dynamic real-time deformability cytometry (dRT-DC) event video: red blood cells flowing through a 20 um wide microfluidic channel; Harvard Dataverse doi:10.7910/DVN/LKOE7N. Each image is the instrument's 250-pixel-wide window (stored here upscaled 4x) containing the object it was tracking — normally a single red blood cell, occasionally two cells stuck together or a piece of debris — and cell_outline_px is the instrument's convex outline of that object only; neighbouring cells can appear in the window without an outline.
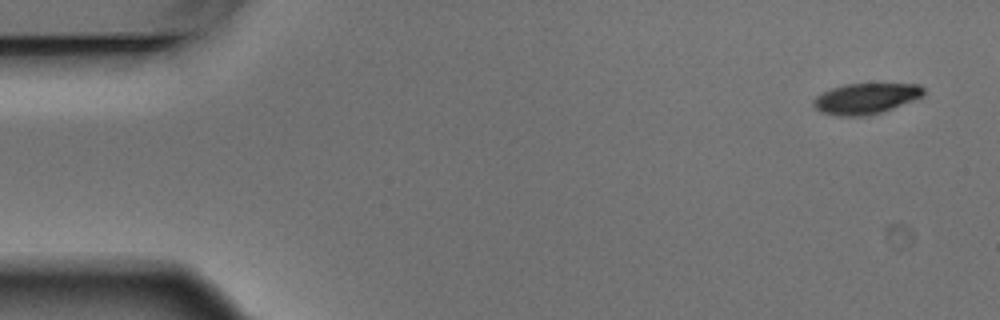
{"species": "Egyptian fruit bat (a non-hibernating species)", "species_latin": "Rousettus aegyptiacus", "temperature_condition": "warm", "stored_images_in_passage": 4, "camera_frame_rate_fps": 3000, "um_per_image_px": 0.085, "animal": {"sex": "male"}, "frame": {"image": 1, "passage_image": 1, "time_ms": 0.0, "image_size_px": [1000, 320], "cell_outline_px": [[924, 96], [884, 112], [868, 116], [840, 116], [820, 112], [812, 104], [812, 100], [816, 96], [832, 88], [844, 84], [920, 84], [924, 88]], "centroid_in_image_um": [73.61, 8.39], "position_along_channel_um": 11.4, "area_um2": 19.88}}
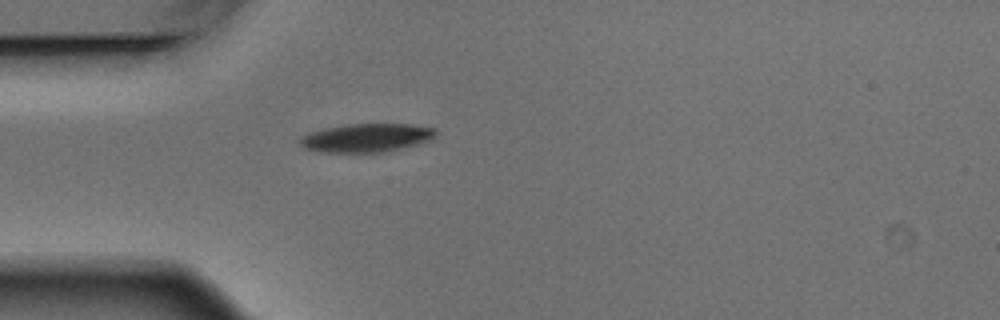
{"frame": {"image": 2, "passage_image": 4, "time_ms": 1.0, "image_size_px": [1000, 320], "cell_outline_px": [[436, 136], [432, 140], [420, 144], [384, 152], [324, 152], [304, 148], [300, 144], [300, 136], [308, 132], [324, 128], [348, 124], [412, 124], [436, 128]], "centroid_in_image_um": [31.19, 11.71], "position_along_channel_um": 53.8, "area_um2": 22.77}}